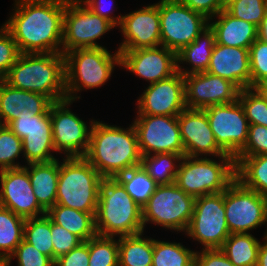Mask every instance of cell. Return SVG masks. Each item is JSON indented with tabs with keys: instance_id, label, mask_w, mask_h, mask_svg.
<instances>
[{
	"instance_id": "obj_1",
	"label": "cell",
	"mask_w": 267,
	"mask_h": 266,
	"mask_svg": "<svg viewBox=\"0 0 267 266\" xmlns=\"http://www.w3.org/2000/svg\"><path fill=\"white\" fill-rule=\"evenodd\" d=\"M16 2V3H15ZM3 26L20 53H62L66 0H15Z\"/></svg>"
},
{
	"instance_id": "obj_2",
	"label": "cell",
	"mask_w": 267,
	"mask_h": 266,
	"mask_svg": "<svg viewBox=\"0 0 267 266\" xmlns=\"http://www.w3.org/2000/svg\"><path fill=\"white\" fill-rule=\"evenodd\" d=\"M84 158L103 178H116L139 167L142 155L133 123L125 129L96 120Z\"/></svg>"
},
{
	"instance_id": "obj_3",
	"label": "cell",
	"mask_w": 267,
	"mask_h": 266,
	"mask_svg": "<svg viewBox=\"0 0 267 266\" xmlns=\"http://www.w3.org/2000/svg\"><path fill=\"white\" fill-rule=\"evenodd\" d=\"M3 80L20 90L43 94L53 102L67 99L63 53H21Z\"/></svg>"
},
{
	"instance_id": "obj_4",
	"label": "cell",
	"mask_w": 267,
	"mask_h": 266,
	"mask_svg": "<svg viewBox=\"0 0 267 266\" xmlns=\"http://www.w3.org/2000/svg\"><path fill=\"white\" fill-rule=\"evenodd\" d=\"M97 235L132 236L144 233L142 207L116 178H103L95 213Z\"/></svg>"
},
{
	"instance_id": "obj_5",
	"label": "cell",
	"mask_w": 267,
	"mask_h": 266,
	"mask_svg": "<svg viewBox=\"0 0 267 266\" xmlns=\"http://www.w3.org/2000/svg\"><path fill=\"white\" fill-rule=\"evenodd\" d=\"M66 98L80 99L77 93L99 88L109 80L115 66L120 67V52L107 48H80L64 54Z\"/></svg>"
},
{
	"instance_id": "obj_6",
	"label": "cell",
	"mask_w": 267,
	"mask_h": 266,
	"mask_svg": "<svg viewBox=\"0 0 267 266\" xmlns=\"http://www.w3.org/2000/svg\"><path fill=\"white\" fill-rule=\"evenodd\" d=\"M103 177L84 157L60 162L56 203L83 212H96Z\"/></svg>"
},
{
	"instance_id": "obj_7",
	"label": "cell",
	"mask_w": 267,
	"mask_h": 266,
	"mask_svg": "<svg viewBox=\"0 0 267 266\" xmlns=\"http://www.w3.org/2000/svg\"><path fill=\"white\" fill-rule=\"evenodd\" d=\"M218 158L183 156L175 184L194 198L223 192L236 179L235 161L232 156Z\"/></svg>"
},
{
	"instance_id": "obj_8",
	"label": "cell",
	"mask_w": 267,
	"mask_h": 266,
	"mask_svg": "<svg viewBox=\"0 0 267 266\" xmlns=\"http://www.w3.org/2000/svg\"><path fill=\"white\" fill-rule=\"evenodd\" d=\"M195 198L186 194L175 183L157 185L148 201L142 206V221L165 229L186 232L194 210Z\"/></svg>"
},
{
	"instance_id": "obj_9",
	"label": "cell",
	"mask_w": 267,
	"mask_h": 266,
	"mask_svg": "<svg viewBox=\"0 0 267 266\" xmlns=\"http://www.w3.org/2000/svg\"><path fill=\"white\" fill-rule=\"evenodd\" d=\"M161 45L176 54L209 26V19L179 0H160Z\"/></svg>"
},
{
	"instance_id": "obj_10",
	"label": "cell",
	"mask_w": 267,
	"mask_h": 266,
	"mask_svg": "<svg viewBox=\"0 0 267 266\" xmlns=\"http://www.w3.org/2000/svg\"><path fill=\"white\" fill-rule=\"evenodd\" d=\"M116 27L93 13L80 0H66L62 53L80 48H102L97 39Z\"/></svg>"
},
{
	"instance_id": "obj_11",
	"label": "cell",
	"mask_w": 267,
	"mask_h": 266,
	"mask_svg": "<svg viewBox=\"0 0 267 266\" xmlns=\"http://www.w3.org/2000/svg\"><path fill=\"white\" fill-rule=\"evenodd\" d=\"M184 234L204 248H221L230 236L224 207V191L195 198L194 210Z\"/></svg>"
},
{
	"instance_id": "obj_12",
	"label": "cell",
	"mask_w": 267,
	"mask_h": 266,
	"mask_svg": "<svg viewBox=\"0 0 267 266\" xmlns=\"http://www.w3.org/2000/svg\"><path fill=\"white\" fill-rule=\"evenodd\" d=\"M224 207L231 234L249 233L267 224V197L244 187L237 179L224 190Z\"/></svg>"
},
{
	"instance_id": "obj_13",
	"label": "cell",
	"mask_w": 267,
	"mask_h": 266,
	"mask_svg": "<svg viewBox=\"0 0 267 266\" xmlns=\"http://www.w3.org/2000/svg\"><path fill=\"white\" fill-rule=\"evenodd\" d=\"M72 100L54 102L50 107L53 143L56 153H64L65 158L84 157L89 148L93 123L89 127L82 119L69 109Z\"/></svg>"
},
{
	"instance_id": "obj_14",
	"label": "cell",
	"mask_w": 267,
	"mask_h": 266,
	"mask_svg": "<svg viewBox=\"0 0 267 266\" xmlns=\"http://www.w3.org/2000/svg\"><path fill=\"white\" fill-rule=\"evenodd\" d=\"M133 125L141 155L175 153L185 156L178 116L136 115Z\"/></svg>"
},
{
	"instance_id": "obj_15",
	"label": "cell",
	"mask_w": 267,
	"mask_h": 266,
	"mask_svg": "<svg viewBox=\"0 0 267 266\" xmlns=\"http://www.w3.org/2000/svg\"><path fill=\"white\" fill-rule=\"evenodd\" d=\"M218 146L235 158L244 147L249 122L239 100L229 104L212 105L203 109Z\"/></svg>"
},
{
	"instance_id": "obj_16",
	"label": "cell",
	"mask_w": 267,
	"mask_h": 266,
	"mask_svg": "<svg viewBox=\"0 0 267 266\" xmlns=\"http://www.w3.org/2000/svg\"><path fill=\"white\" fill-rule=\"evenodd\" d=\"M8 127L22 140L23 157L27 164L50 162L57 159L53 143L50 110L46 114L27 112L12 121Z\"/></svg>"
},
{
	"instance_id": "obj_17",
	"label": "cell",
	"mask_w": 267,
	"mask_h": 266,
	"mask_svg": "<svg viewBox=\"0 0 267 266\" xmlns=\"http://www.w3.org/2000/svg\"><path fill=\"white\" fill-rule=\"evenodd\" d=\"M184 92L186 108L204 109L238 100L240 89L231 81L205 71L184 75Z\"/></svg>"
},
{
	"instance_id": "obj_18",
	"label": "cell",
	"mask_w": 267,
	"mask_h": 266,
	"mask_svg": "<svg viewBox=\"0 0 267 266\" xmlns=\"http://www.w3.org/2000/svg\"><path fill=\"white\" fill-rule=\"evenodd\" d=\"M120 67L152 83L167 79L177 72V54L157 47L120 50Z\"/></svg>"
},
{
	"instance_id": "obj_19",
	"label": "cell",
	"mask_w": 267,
	"mask_h": 266,
	"mask_svg": "<svg viewBox=\"0 0 267 266\" xmlns=\"http://www.w3.org/2000/svg\"><path fill=\"white\" fill-rule=\"evenodd\" d=\"M0 206L10 209L25 219L39 217L47 212L39 205L27 169H4L0 171Z\"/></svg>"
},
{
	"instance_id": "obj_20",
	"label": "cell",
	"mask_w": 267,
	"mask_h": 266,
	"mask_svg": "<svg viewBox=\"0 0 267 266\" xmlns=\"http://www.w3.org/2000/svg\"><path fill=\"white\" fill-rule=\"evenodd\" d=\"M137 115L178 116L185 108L184 76L171 77L149 84L137 100Z\"/></svg>"
},
{
	"instance_id": "obj_21",
	"label": "cell",
	"mask_w": 267,
	"mask_h": 266,
	"mask_svg": "<svg viewBox=\"0 0 267 266\" xmlns=\"http://www.w3.org/2000/svg\"><path fill=\"white\" fill-rule=\"evenodd\" d=\"M119 28L124 39L118 51L160 46L159 2L122 15Z\"/></svg>"
},
{
	"instance_id": "obj_22",
	"label": "cell",
	"mask_w": 267,
	"mask_h": 266,
	"mask_svg": "<svg viewBox=\"0 0 267 266\" xmlns=\"http://www.w3.org/2000/svg\"><path fill=\"white\" fill-rule=\"evenodd\" d=\"M178 123L185 156H230L218 146L203 109L185 108L178 115Z\"/></svg>"
},
{
	"instance_id": "obj_23",
	"label": "cell",
	"mask_w": 267,
	"mask_h": 266,
	"mask_svg": "<svg viewBox=\"0 0 267 266\" xmlns=\"http://www.w3.org/2000/svg\"><path fill=\"white\" fill-rule=\"evenodd\" d=\"M206 72L231 81L240 90L251 87L249 49L215 43Z\"/></svg>"
},
{
	"instance_id": "obj_24",
	"label": "cell",
	"mask_w": 267,
	"mask_h": 266,
	"mask_svg": "<svg viewBox=\"0 0 267 266\" xmlns=\"http://www.w3.org/2000/svg\"><path fill=\"white\" fill-rule=\"evenodd\" d=\"M53 103L43 94L20 90L0 79V125L8 126L28 111L34 115L46 114Z\"/></svg>"
},
{
	"instance_id": "obj_25",
	"label": "cell",
	"mask_w": 267,
	"mask_h": 266,
	"mask_svg": "<svg viewBox=\"0 0 267 266\" xmlns=\"http://www.w3.org/2000/svg\"><path fill=\"white\" fill-rule=\"evenodd\" d=\"M209 26L216 43L224 46L249 49L257 39V26L233 17L226 10L209 19Z\"/></svg>"
},
{
	"instance_id": "obj_26",
	"label": "cell",
	"mask_w": 267,
	"mask_h": 266,
	"mask_svg": "<svg viewBox=\"0 0 267 266\" xmlns=\"http://www.w3.org/2000/svg\"><path fill=\"white\" fill-rule=\"evenodd\" d=\"M27 165L24 167L28 171L33 193L39 205L48 212L56 203L60 162L55 159Z\"/></svg>"
},
{
	"instance_id": "obj_27",
	"label": "cell",
	"mask_w": 267,
	"mask_h": 266,
	"mask_svg": "<svg viewBox=\"0 0 267 266\" xmlns=\"http://www.w3.org/2000/svg\"><path fill=\"white\" fill-rule=\"evenodd\" d=\"M215 43L214 31L208 26L191 44L185 46L177 53V71L183 76L191 73L205 72L208 69ZM184 63H189L191 68L185 69L183 66H180V64Z\"/></svg>"
},
{
	"instance_id": "obj_28",
	"label": "cell",
	"mask_w": 267,
	"mask_h": 266,
	"mask_svg": "<svg viewBox=\"0 0 267 266\" xmlns=\"http://www.w3.org/2000/svg\"><path fill=\"white\" fill-rule=\"evenodd\" d=\"M95 213L55 204L46 214L54 223L86 242L97 235Z\"/></svg>"
},
{
	"instance_id": "obj_29",
	"label": "cell",
	"mask_w": 267,
	"mask_h": 266,
	"mask_svg": "<svg viewBox=\"0 0 267 266\" xmlns=\"http://www.w3.org/2000/svg\"><path fill=\"white\" fill-rule=\"evenodd\" d=\"M235 174L244 187L267 197V154L241 156L235 162Z\"/></svg>"
},
{
	"instance_id": "obj_30",
	"label": "cell",
	"mask_w": 267,
	"mask_h": 266,
	"mask_svg": "<svg viewBox=\"0 0 267 266\" xmlns=\"http://www.w3.org/2000/svg\"><path fill=\"white\" fill-rule=\"evenodd\" d=\"M143 235L119 237V266H152L154 239Z\"/></svg>"
},
{
	"instance_id": "obj_31",
	"label": "cell",
	"mask_w": 267,
	"mask_h": 266,
	"mask_svg": "<svg viewBox=\"0 0 267 266\" xmlns=\"http://www.w3.org/2000/svg\"><path fill=\"white\" fill-rule=\"evenodd\" d=\"M260 241L250 233H234L220 248L234 266H256Z\"/></svg>"
},
{
	"instance_id": "obj_32",
	"label": "cell",
	"mask_w": 267,
	"mask_h": 266,
	"mask_svg": "<svg viewBox=\"0 0 267 266\" xmlns=\"http://www.w3.org/2000/svg\"><path fill=\"white\" fill-rule=\"evenodd\" d=\"M182 158L175 153L143 155L140 166L157 185H169L175 183Z\"/></svg>"
},
{
	"instance_id": "obj_33",
	"label": "cell",
	"mask_w": 267,
	"mask_h": 266,
	"mask_svg": "<svg viewBox=\"0 0 267 266\" xmlns=\"http://www.w3.org/2000/svg\"><path fill=\"white\" fill-rule=\"evenodd\" d=\"M25 218L0 206V258L8 260L24 239Z\"/></svg>"
},
{
	"instance_id": "obj_34",
	"label": "cell",
	"mask_w": 267,
	"mask_h": 266,
	"mask_svg": "<svg viewBox=\"0 0 267 266\" xmlns=\"http://www.w3.org/2000/svg\"><path fill=\"white\" fill-rule=\"evenodd\" d=\"M196 251L180 242H167L154 239L152 266H195Z\"/></svg>"
},
{
	"instance_id": "obj_35",
	"label": "cell",
	"mask_w": 267,
	"mask_h": 266,
	"mask_svg": "<svg viewBox=\"0 0 267 266\" xmlns=\"http://www.w3.org/2000/svg\"><path fill=\"white\" fill-rule=\"evenodd\" d=\"M24 240L53 260L51 218L47 214L25 220Z\"/></svg>"
},
{
	"instance_id": "obj_36",
	"label": "cell",
	"mask_w": 267,
	"mask_h": 266,
	"mask_svg": "<svg viewBox=\"0 0 267 266\" xmlns=\"http://www.w3.org/2000/svg\"><path fill=\"white\" fill-rule=\"evenodd\" d=\"M116 179L141 207L148 201L157 187V184L141 166L118 175Z\"/></svg>"
},
{
	"instance_id": "obj_37",
	"label": "cell",
	"mask_w": 267,
	"mask_h": 266,
	"mask_svg": "<svg viewBox=\"0 0 267 266\" xmlns=\"http://www.w3.org/2000/svg\"><path fill=\"white\" fill-rule=\"evenodd\" d=\"M89 266H119L118 240L96 235L89 239Z\"/></svg>"
},
{
	"instance_id": "obj_38",
	"label": "cell",
	"mask_w": 267,
	"mask_h": 266,
	"mask_svg": "<svg viewBox=\"0 0 267 266\" xmlns=\"http://www.w3.org/2000/svg\"><path fill=\"white\" fill-rule=\"evenodd\" d=\"M238 100L249 124H259L267 127V104L254 87L240 90Z\"/></svg>"
},
{
	"instance_id": "obj_39",
	"label": "cell",
	"mask_w": 267,
	"mask_h": 266,
	"mask_svg": "<svg viewBox=\"0 0 267 266\" xmlns=\"http://www.w3.org/2000/svg\"><path fill=\"white\" fill-rule=\"evenodd\" d=\"M20 154L23 155L22 140L8 126L0 125V171L23 167L15 162Z\"/></svg>"
},
{
	"instance_id": "obj_40",
	"label": "cell",
	"mask_w": 267,
	"mask_h": 266,
	"mask_svg": "<svg viewBox=\"0 0 267 266\" xmlns=\"http://www.w3.org/2000/svg\"><path fill=\"white\" fill-rule=\"evenodd\" d=\"M225 10L233 17L258 27L267 10V0H237Z\"/></svg>"
},
{
	"instance_id": "obj_41",
	"label": "cell",
	"mask_w": 267,
	"mask_h": 266,
	"mask_svg": "<svg viewBox=\"0 0 267 266\" xmlns=\"http://www.w3.org/2000/svg\"><path fill=\"white\" fill-rule=\"evenodd\" d=\"M251 87L267 82V44L256 39L249 48Z\"/></svg>"
},
{
	"instance_id": "obj_42",
	"label": "cell",
	"mask_w": 267,
	"mask_h": 266,
	"mask_svg": "<svg viewBox=\"0 0 267 266\" xmlns=\"http://www.w3.org/2000/svg\"><path fill=\"white\" fill-rule=\"evenodd\" d=\"M267 154V127L259 124H249L247 141L234 158L236 162L241 156H258Z\"/></svg>"
},
{
	"instance_id": "obj_43",
	"label": "cell",
	"mask_w": 267,
	"mask_h": 266,
	"mask_svg": "<svg viewBox=\"0 0 267 266\" xmlns=\"http://www.w3.org/2000/svg\"><path fill=\"white\" fill-rule=\"evenodd\" d=\"M13 258H17L18 266H54V261L50 257L39 252L24 239L7 260L8 266Z\"/></svg>"
},
{
	"instance_id": "obj_44",
	"label": "cell",
	"mask_w": 267,
	"mask_h": 266,
	"mask_svg": "<svg viewBox=\"0 0 267 266\" xmlns=\"http://www.w3.org/2000/svg\"><path fill=\"white\" fill-rule=\"evenodd\" d=\"M21 53L10 32L2 25L0 28V79H3Z\"/></svg>"
},
{
	"instance_id": "obj_45",
	"label": "cell",
	"mask_w": 267,
	"mask_h": 266,
	"mask_svg": "<svg viewBox=\"0 0 267 266\" xmlns=\"http://www.w3.org/2000/svg\"><path fill=\"white\" fill-rule=\"evenodd\" d=\"M51 234L53 243V261H55L58 257L67 254L73 248L82 243L77 236L57 225L52 220Z\"/></svg>"
},
{
	"instance_id": "obj_46",
	"label": "cell",
	"mask_w": 267,
	"mask_h": 266,
	"mask_svg": "<svg viewBox=\"0 0 267 266\" xmlns=\"http://www.w3.org/2000/svg\"><path fill=\"white\" fill-rule=\"evenodd\" d=\"M89 240L58 257L54 266H89Z\"/></svg>"
},
{
	"instance_id": "obj_47",
	"label": "cell",
	"mask_w": 267,
	"mask_h": 266,
	"mask_svg": "<svg viewBox=\"0 0 267 266\" xmlns=\"http://www.w3.org/2000/svg\"><path fill=\"white\" fill-rule=\"evenodd\" d=\"M195 266H234L220 248L203 249L195 255Z\"/></svg>"
},
{
	"instance_id": "obj_48",
	"label": "cell",
	"mask_w": 267,
	"mask_h": 266,
	"mask_svg": "<svg viewBox=\"0 0 267 266\" xmlns=\"http://www.w3.org/2000/svg\"><path fill=\"white\" fill-rule=\"evenodd\" d=\"M80 1L85 6H87L93 13L107 19L108 21L113 23L116 27L120 26L122 21V15L120 14L119 16L116 15L111 16V14H113L112 13L113 11H111L113 6H111L110 4L114 3V0H80ZM109 1H112V3Z\"/></svg>"
},
{
	"instance_id": "obj_49",
	"label": "cell",
	"mask_w": 267,
	"mask_h": 266,
	"mask_svg": "<svg viewBox=\"0 0 267 266\" xmlns=\"http://www.w3.org/2000/svg\"><path fill=\"white\" fill-rule=\"evenodd\" d=\"M195 12L204 15L207 19L216 16L223 9L220 6L219 0H179Z\"/></svg>"
},
{
	"instance_id": "obj_50",
	"label": "cell",
	"mask_w": 267,
	"mask_h": 266,
	"mask_svg": "<svg viewBox=\"0 0 267 266\" xmlns=\"http://www.w3.org/2000/svg\"><path fill=\"white\" fill-rule=\"evenodd\" d=\"M264 241L260 243L256 266H267V235H264Z\"/></svg>"
},
{
	"instance_id": "obj_51",
	"label": "cell",
	"mask_w": 267,
	"mask_h": 266,
	"mask_svg": "<svg viewBox=\"0 0 267 266\" xmlns=\"http://www.w3.org/2000/svg\"><path fill=\"white\" fill-rule=\"evenodd\" d=\"M257 39L267 44V10L262 22L257 27Z\"/></svg>"
},
{
	"instance_id": "obj_52",
	"label": "cell",
	"mask_w": 267,
	"mask_h": 266,
	"mask_svg": "<svg viewBox=\"0 0 267 266\" xmlns=\"http://www.w3.org/2000/svg\"><path fill=\"white\" fill-rule=\"evenodd\" d=\"M254 88L261 94L267 104V82L257 84Z\"/></svg>"
},
{
	"instance_id": "obj_53",
	"label": "cell",
	"mask_w": 267,
	"mask_h": 266,
	"mask_svg": "<svg viewBox=\"0 0 267 266\" xmlns=\"http://www.w3.org/2000/svg\"><path fill=\"white\" fill-rule=\"evenodd\" d=\"M237 0H219L220 6L223 10H225L229 5Z\"/></svg>"
},
{
	"instance_id": "obj_54",
	"label": "cell",
	"mask_w": 267,
	"mask_h": 266,
	"mask_svg": "<svg viewBox=\"0 0 267 266\" xmlns=\"http://www.w3.org/2000/svg\"><path fill=\"white\" fill-rule=\"evenodd\" d=\"M0 266H8L7 260H4V259L0 258Z\"/></svg>"
}]
</instances>
